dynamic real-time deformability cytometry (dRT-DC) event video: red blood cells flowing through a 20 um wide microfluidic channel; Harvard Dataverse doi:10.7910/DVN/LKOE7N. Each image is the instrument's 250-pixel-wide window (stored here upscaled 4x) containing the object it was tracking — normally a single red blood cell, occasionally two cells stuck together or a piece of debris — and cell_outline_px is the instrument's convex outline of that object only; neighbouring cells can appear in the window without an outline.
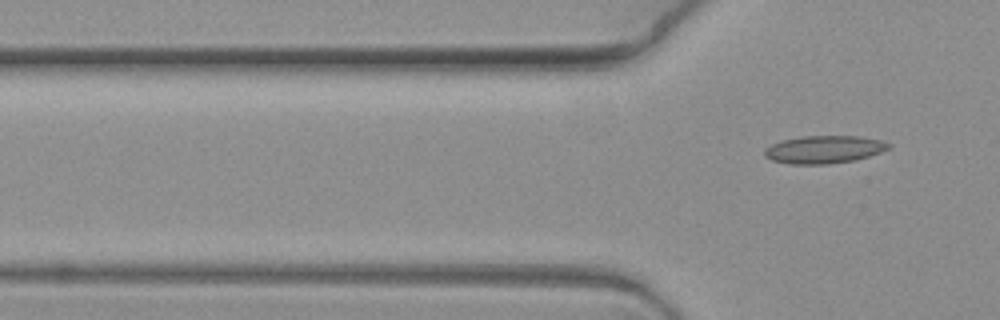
{"species": "common noctule bat (a hibernating species)", "species_latin": "Nyctalus noctula", "temperature_condition": "warm", "stored_images_in_passage": 7, "camera_frame_rate_fps": 3000, "um_per_image_px": 0.085, "animal": {"sex": "female", "body_mass_g": 19.3, "forearm_length_mm": 54.1}, "frame": {"image": 1, "passage_image": 7, "time_ms": 2.0, "image_size_px": [1000, 320], "cell_outline_px": [[892, 148], [856, 160], [828, 164], [788, 164], [772, 160], [764, 156], [764, 148], [772, 144], [784, 140], [800, 136], [860, 136], [880, 140], [892, 144]], "centroid_in_image_um": [70.05, 12.71], "position_along_channel_um": 55.7, "area_um2": 20.17}}